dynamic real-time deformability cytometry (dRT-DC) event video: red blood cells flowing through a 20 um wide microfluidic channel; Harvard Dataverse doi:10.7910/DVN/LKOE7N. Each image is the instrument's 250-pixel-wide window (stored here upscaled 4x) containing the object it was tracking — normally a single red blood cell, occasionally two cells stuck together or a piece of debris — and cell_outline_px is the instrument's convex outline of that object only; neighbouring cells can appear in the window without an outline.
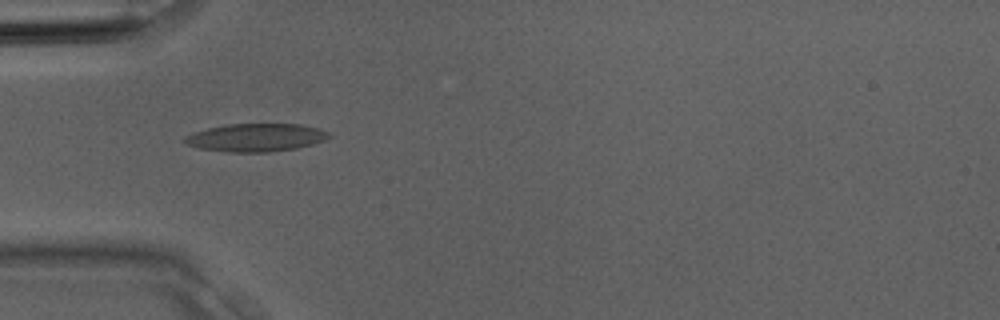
{"species": "Egyptian fruit bat (a non-hibernating species)", "species_latin": "Rousettus aegyptiacus", "temperature_condition": "room temperature", "stored_images_in_passage": 4, "camera_frame_rate_fps": 3000, "um_per_image_px": 0.085, "animal": {"sex": "male"}, "frame": {"image": 1, "passage_image": 4, "time_ms": 1.0, "image_size_px": [1000, 320], "cell_outline_px": [[332, 136], [324, 140], [312, 144], [296, 148], [268, 152], [228, 152], [200, 148], [188, 144], [184, 140], [184, 136], [208, 128], [228, 124], [300, 124], [316, 128], [328, 132]], "centroid_in_image_um": [21.77, 11.69], "position_along_channel_um": 63.2, "area_um2": 23.24}}